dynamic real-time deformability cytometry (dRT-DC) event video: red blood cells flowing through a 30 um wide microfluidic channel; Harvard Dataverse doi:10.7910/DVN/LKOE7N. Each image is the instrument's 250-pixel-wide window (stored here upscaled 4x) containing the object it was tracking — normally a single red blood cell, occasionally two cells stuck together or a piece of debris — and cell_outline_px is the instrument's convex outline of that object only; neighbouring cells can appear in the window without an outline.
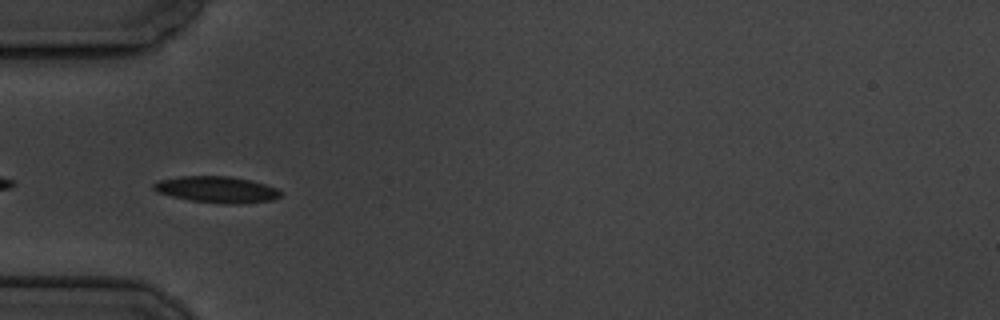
{"species": "common noctule bat (a hibernating species)", "species_latin": "Nyctalus noctula", "temperature_condition": "cold", "stored_images_in_passage": 5, "camera_frame_rate_fps": 3000, "um_per_image_px": 0.085, "animal": {"sex": "male", "body_mass_g": 19.5, "forearm_length_mm": 54.6}, "frame": {"image": 1, "passage_image": 5, "time_ms": 4.667, "image_size_px": [1000, 320], "cell_outline_px": [[280, 196], [272, 200], [236, 204], [224, 204], [188, 200], [156, 192], [152, 188], [152, 184], [160, 180], [180, 176], [228, 176], [252, 180], [276, 188], [280, 192]], "centroid_in_image_um": [18.39, 16.11], "position_along_channel_um": 66.6, "area_um2": 19.48}}